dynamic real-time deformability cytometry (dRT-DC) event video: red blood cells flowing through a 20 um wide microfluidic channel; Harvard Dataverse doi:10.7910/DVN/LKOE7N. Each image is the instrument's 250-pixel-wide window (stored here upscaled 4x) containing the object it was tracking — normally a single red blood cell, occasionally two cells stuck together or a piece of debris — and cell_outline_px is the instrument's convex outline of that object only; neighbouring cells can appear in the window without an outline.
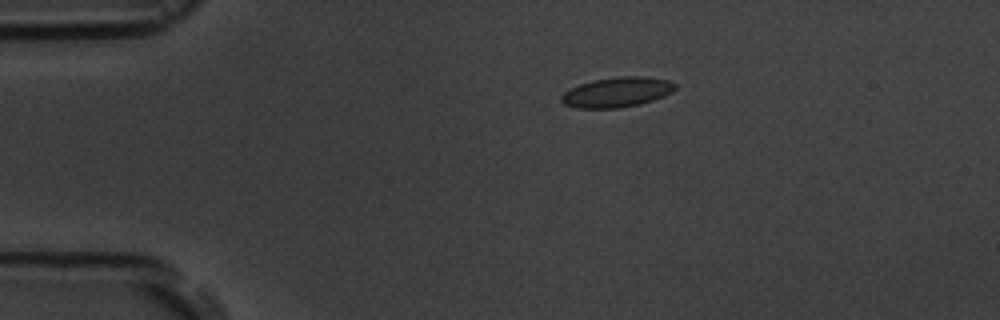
{"species": "common noctule bat (a hibernating species)", "species_latin": "Nyctalus noctula", "temperature_condition": "room temperature", "stored_images_in_passage": 12, "camera_frame_rate_fps": 3000, "um_per_image_px": 0.085, "animal": {"sex": "male", "body_mass_g": 19.5, "forearm_length_mm": 54.6}, "frame": {"image": 1, "passage_image": 4, "time_ms": 3.333, "image_size_px": [1000, 320], "cell_outline_px": [[676, 88], [672, 92], [664, 96], [640, 104], [620, 108], [576, 108], [564, 104], [560, 100], [560, 96], [568, 88], [592, 80], [620, 76], [644, 76], [668, 80], [676, 84]], "centroid_in_image_um": [52.42, 7.83], "position_along_channel_um": 32.6, "area_um2": 20.06}}
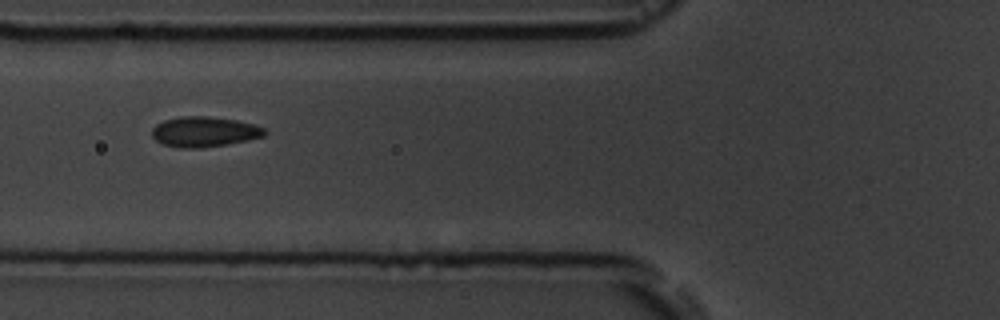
{"frame": {"image": 2, "passage_image": 7, "time_ms": 6.667, "image_size_px": [1000, 320], "cell_outline_px": [[268, 132], [264, 136], [248, 140], [228, 144], [200, 148], [180, 148], [160, 144], [152, 136], [152, 128], [156, 124], [164, 120], [180, 116], [208, 116], [236, 120], [252, 124], [264, 128]], "centroid_in_image_um": [17.34, 11.2], "position_along_channel_um": 108.5, "area_um2": 20.0}}
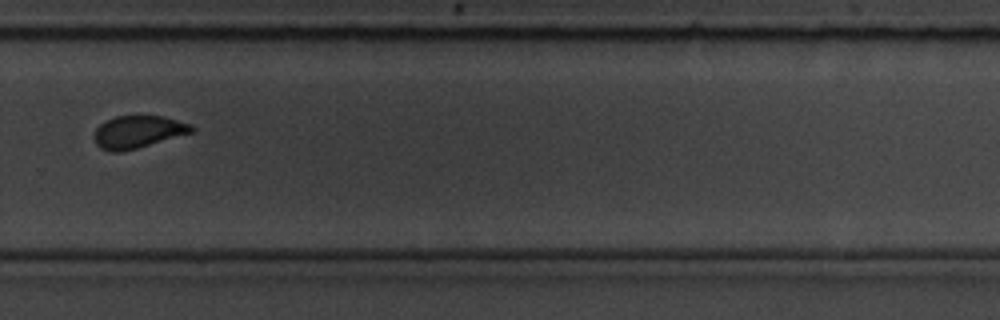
{"frame": {"image": 3, "passage_image": 12, "time_ms": 12.333, "image_size_px": [1000, 320], "cell_outline_px": [[196, 128], [192, 132], [136, 148], [120, 152], [112, 152], [100, 148], [96, 144], [96, 128], [100, 124], [116, 116], [164, 116], [192, 124]], "centroid_in_image_um": [11.75, 11.2], "position_along_channel_um": 318.0, "area_um2": 18.09}}